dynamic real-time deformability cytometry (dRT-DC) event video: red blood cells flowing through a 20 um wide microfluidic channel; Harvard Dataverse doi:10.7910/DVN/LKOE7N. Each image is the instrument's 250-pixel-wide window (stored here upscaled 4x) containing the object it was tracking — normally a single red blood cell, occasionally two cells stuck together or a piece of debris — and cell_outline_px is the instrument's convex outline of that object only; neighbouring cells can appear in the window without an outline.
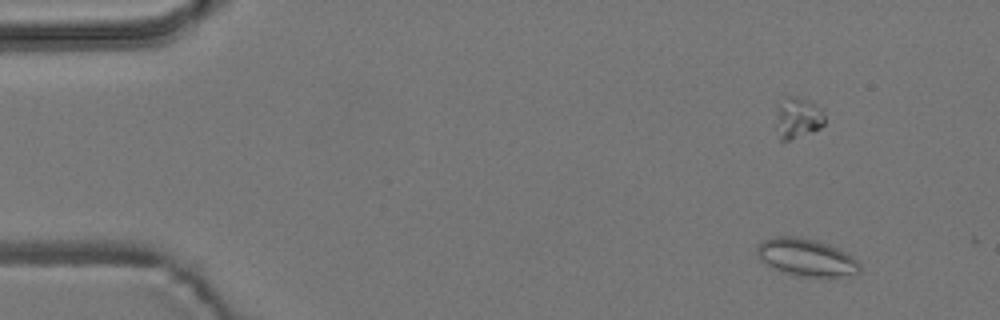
{"species": "common noctule bat (a hibernating species)", "species_latin": "Nyctalus noctula", "temperature_condition": "room temperature", "stored_images_in_passage": 17, "camera_frame_rate_fps": 3000, "um_per_image_px": 0.085, "animal": {"sex": "male", "body_mass_g": 19.2, "forearm_length_mm": 51.8}, "frame": {"image": 1, "passage_image": 7, "time_ms": 2.0, "image_size_px": [1000, 320], "cell_outline_px": [[860, 272], [836, 276], [796, 276], [772, 268], [760, 260], [756, 252], [756, 248], [764, 240], [772, 236], [796, 236], [816, 240], [840, 248], [852, 256], [860, 264]], "centroid_in_image_um": [68.5, 21.86], "position_along_channel_um": 16.5, "area_um2": 22.37}}